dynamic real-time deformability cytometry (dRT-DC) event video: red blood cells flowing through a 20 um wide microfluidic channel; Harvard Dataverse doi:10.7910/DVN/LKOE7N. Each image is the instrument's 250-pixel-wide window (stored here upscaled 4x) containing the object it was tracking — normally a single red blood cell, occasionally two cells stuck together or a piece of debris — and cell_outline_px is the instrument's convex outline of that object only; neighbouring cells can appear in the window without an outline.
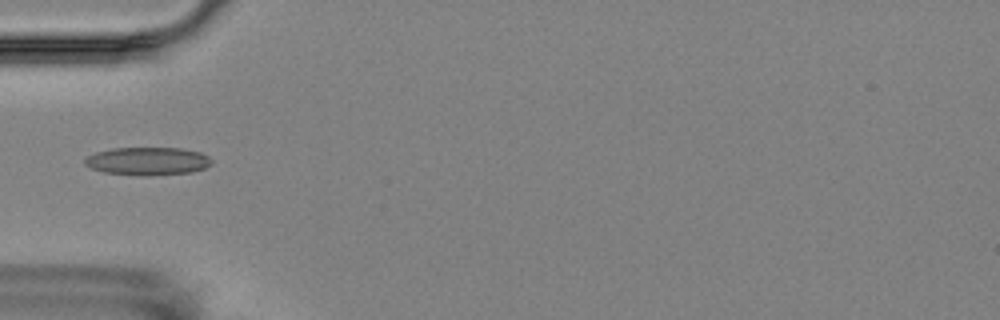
{"species": "Egyptian fruit bat (a non-hibernating species)", "species_latin": "Rousettus aegyptiacus", "temperature_condition": "room temperature", "stored_images_in_passage": 2, "camera_frame_rate_fps": 3000, "um_per_image_px": 0.085, "animal": {"sex": "female"}, "frame": {"image": 1, "passage_image": 1, "time_ms": 0.0, "image_size_px": [1000, 320], "cell_outline_px": [[212, 164], [204, 168], [192, 172], [148, 176], [140, 176], [104, 172], [92, 168], [84, 164], [84, 160], [88, 156], [96, 152], [112, 148], [180, 148], [200, 152], [208, 156], [212, 160]], "centroid_in_image_um": [12.56, 13.7], "position_along_channel_um": 72.4, "area_um2": 20.75}}
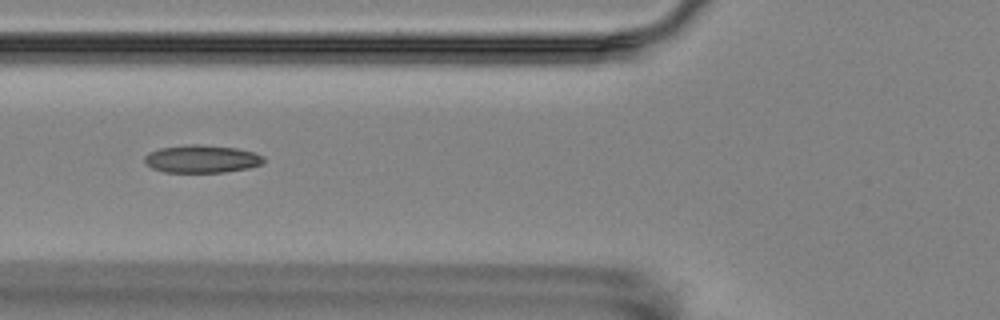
{"frame": {"image": 2, "passage_image": 2, "time_ms": 1.0, "image_size_px": [1000, 320], "cell_outline_px": [[264, 164], [248, 168], [224, 172], [164, 172], [152, 168], [144, 164], [144, 156], [148, 152], [160, 148], [188, 144], [204, 144], [236, 148], [252, 152], [264, 156]], "centroid_in_image_um": [17.12, 13.5], "position_along_channel_um": 108.7, "area_um2": 19.48}}